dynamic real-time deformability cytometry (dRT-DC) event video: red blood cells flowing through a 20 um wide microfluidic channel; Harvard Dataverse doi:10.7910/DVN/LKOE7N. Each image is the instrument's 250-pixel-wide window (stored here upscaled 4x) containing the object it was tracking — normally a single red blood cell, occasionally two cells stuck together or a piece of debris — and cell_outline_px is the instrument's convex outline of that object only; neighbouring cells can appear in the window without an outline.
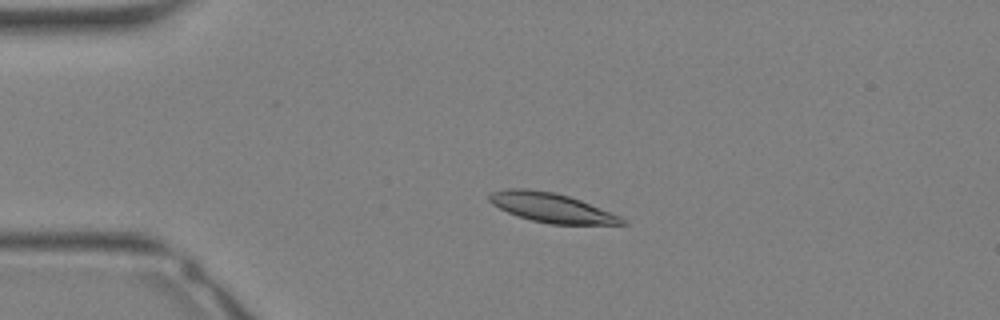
{"species": "Egyptian fruit bat (a non-hibernating species)", "species_latin": "Rousettus aegyptiacus", "temperature_condition": "warm", "stored_images_in_passage": 12, "camera_frame_rate_fps": 3000, "um_per_image_px": 0.085, "animal": {"sex": "female"}, "frame": {"image": 1, "passage_image": 7, "time_ms": 2.0, "image_size_px": [1000, 320], "cell_outline_px": [[628, 224], [552, 224], [532, 220], [508, 212], [492, 204], [488, 200], [488, 196], [492, 192], [508, 188], [528, 188], [556, 192], [580, 200], [620, 216], [628, 220]], "centroid_in_image_um": [46.88, 17.64], "position_along_channel_um": 38.1, "area_um2": 22.54}}
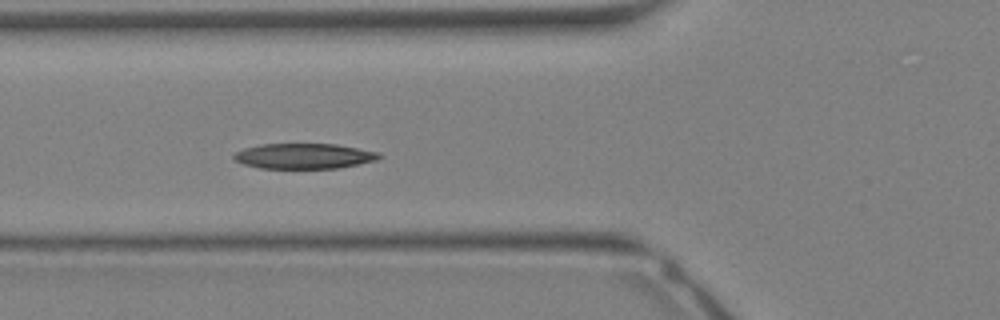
{"frame": {"image": 2, "passage_image": 12, "time_ms": 3.667, "image_size_px": [1000, 320], "cell_outline_px": [[384, 156], [376, 160], [340, 168], [260, 168], [244, 164], [236, 160], [232, 156], [236, 152], [244, 148], [260, 144], [336, 144], [380, 152]], "centroid_in_image_um": [25.88, 13.26], "position_along_channel_um": 99.9, "area_um2": 21.44}}